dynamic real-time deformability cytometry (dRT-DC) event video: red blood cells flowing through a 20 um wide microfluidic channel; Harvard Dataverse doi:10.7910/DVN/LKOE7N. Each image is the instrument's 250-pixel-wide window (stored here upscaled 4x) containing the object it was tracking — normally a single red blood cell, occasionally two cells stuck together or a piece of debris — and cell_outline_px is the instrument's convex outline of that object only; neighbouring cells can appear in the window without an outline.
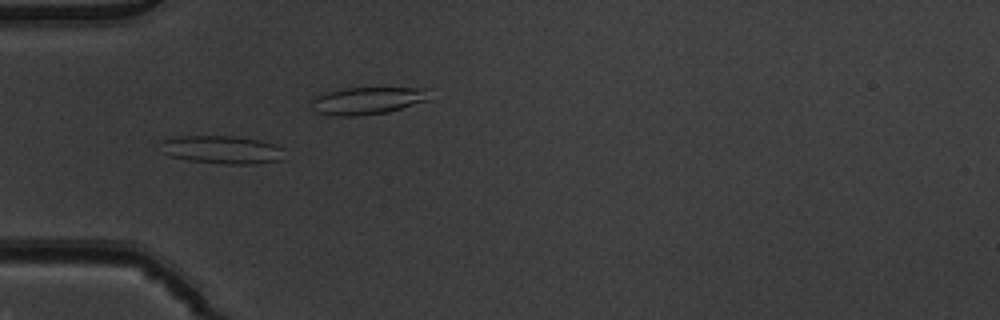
{"species": "common noctule bat (a hibernating species)", "species_latin": "Nyctalus noctula", "temperature_condition": "warm", "stored_images_in_passage": 45, "camera_frame_rate_fps": 3000, "um_per_image_px": 0.085, "animal": {"sex": "male", "body_mass_g": 19.5, "forearm_length_mm": 54.6}, "frame": {"image": 1, "passage_image": 9, "time_ms": 2.667, "image_size_px": [1000, 320], "cell_outline_px": [[284, 160], [256, 164], [224, 164], [188, 160], [172, 156], [164, 152], [164, 140], [180, 136], [236, 136], [260, 140], [284, 148]], "centroid_in_image_um": [18.99, 12.73], "position_along_channel_um": 66.0, "area_um2": 20.11}}
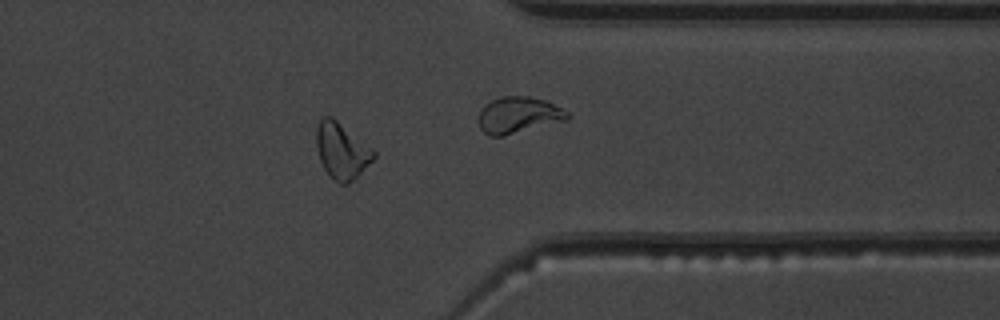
{"frame": {"image": 2, "passage_image": 34, "time_ms": 11.0, "image_size_px": [1000, 320], "cell_outline_px": [[376, 156], [348, 184], [340, 184], [324, 168], [320, 160], [316, 148], [316, 128], [320, 120], [324, 116], [332, 116], [372, 148], [376, 152]], "centroid_in_image_um": [29.03, 12.78], "position_along_channel_um": 382.4, "area_um2": 18.38}, "authors_computed_cell_mechanics": {"area_um2": 18.207, "velocity_mm_per_s": 3.9088, "shape_relaxation_time_tau1_ms": null, "shape_relaxation_time_tau2_ms": 2.6661, "deformation_change_tau1": null, "deformation_change_tau2": 0.1044}}